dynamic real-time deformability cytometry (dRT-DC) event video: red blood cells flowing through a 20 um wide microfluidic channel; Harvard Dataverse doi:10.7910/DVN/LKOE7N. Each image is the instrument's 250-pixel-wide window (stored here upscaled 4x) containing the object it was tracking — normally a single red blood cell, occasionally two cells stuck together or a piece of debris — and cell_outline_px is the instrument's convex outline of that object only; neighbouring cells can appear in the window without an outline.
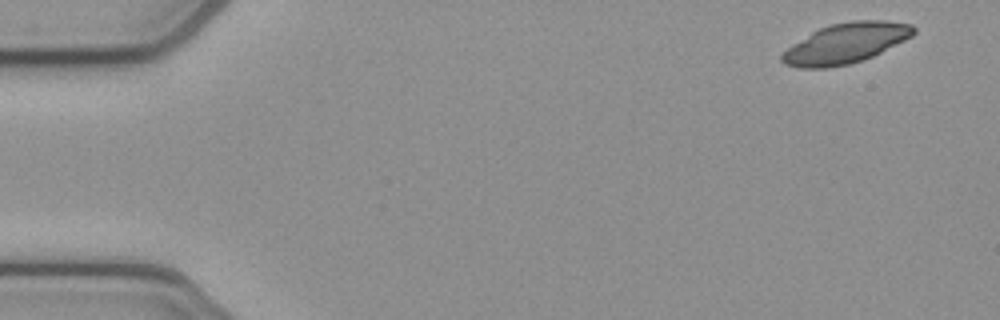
{"species": "common noctule bat (a hibernating species)", "species_latin": "Nyctalus noctula", "temperature_condition": "cold", "stored_images_in_passage": 51, "segment_of_instrument_passage": [1, 2], "camera_frame_rate_fps": 3000, "um_per_image_px": 0.085, "animal": {"sex": "female", "body_mass_g": 21.9}, "frame": {"image": 1, "passage_image": 1, "time_ms": 0.0, "image_size_px": [1000, 320], "cell_outline_px": [[916, 32], [912, 36], [864, 60], [848, 64], [828, 68], [800, 68], [784, 64], [780, 60], [780, 56], [792, 44], [812, 32], [828, 24], [852, 20], [884, 20], [912, 24], [916, 28]], "centroid_in_image_um": [71.88, 3.67], "position_along_channel_um": 13.1, "area_um2": 30.81}}